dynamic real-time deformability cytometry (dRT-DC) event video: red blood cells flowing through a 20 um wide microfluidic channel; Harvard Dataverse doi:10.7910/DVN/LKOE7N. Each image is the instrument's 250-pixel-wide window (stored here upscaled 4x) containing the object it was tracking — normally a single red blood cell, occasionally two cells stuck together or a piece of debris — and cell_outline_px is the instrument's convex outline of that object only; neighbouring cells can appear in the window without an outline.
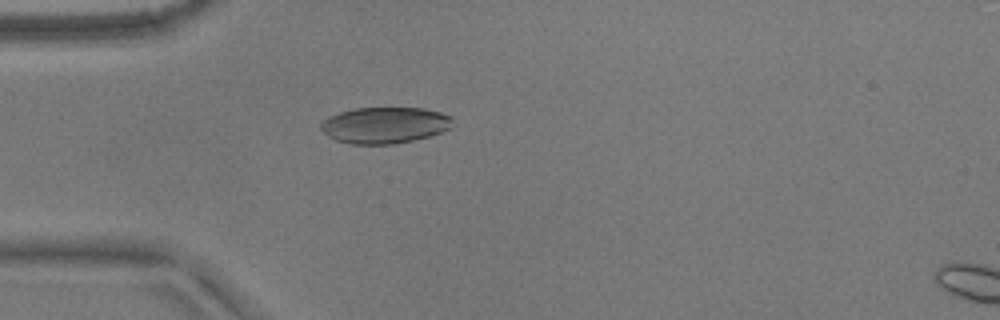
{"species": "common noctule bat (a hibernating species)", "species_latin": "Nyctalus noctula", "temperature_condition": "warm", "stored_images_in_passage": 53, "camera_frame_rate_fps": 3000, "um_per_image_px": 0.085, "animal": {"sex": "male", "body_mass_g": 17.9}, "frame": {"image": 1, "passage_image": 15, "time_ms": 4.667, "image_size_px": [1000, 320], "cell_outline_px": [[452, 128], [428, 136], [412, 140], [392, 144], [352, 144], [336, 140], [328, 136], [320, 128], [320, 124], [328, 116], [340, 112], [356, 108], [424, 108], [440, 112], [452, 116]], "centroid_in_image_um": [32.7, 10.63], "position_along_channel_um": 52.3, "area_um2": 27.8}}
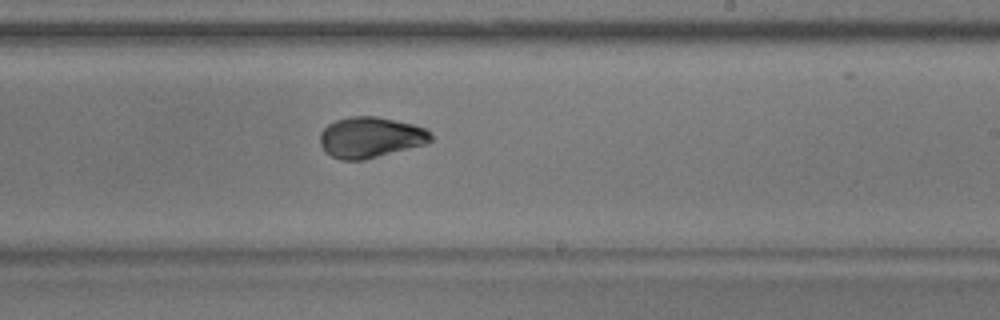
{"frame": {"image": 2, "passage_image": 32, "time_ms": 10.333, "image_size_px": [1000, 320], "cell_outline_px": [[432, 140], [424, 144], [364, 160], [340, 160], [324, 152], [320, 144], [320, 132], [328, 124], [336, 120], [348, 116], [376, 116], [412, 124], [424, 128], [432, 132]], "centroid_in_image_um": [31.45, 11.67], "position_along_channel_um": 257.5, "area_um2": 26.36}}
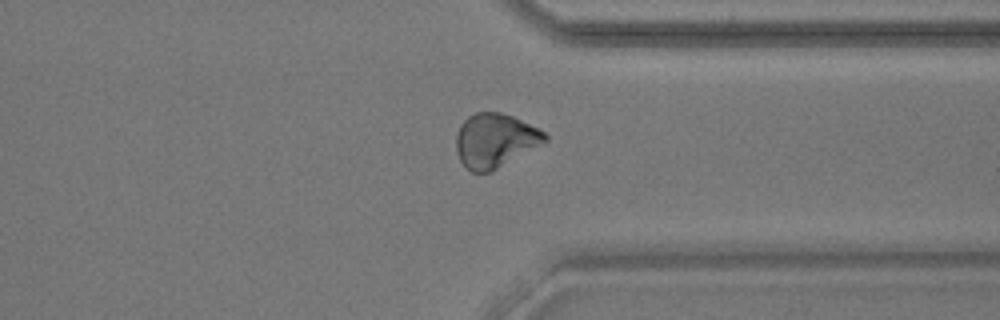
{"frame": {"image": 3, "passage_image": 41, "time_ms": 13.333, "image_size_px": [1000, 320], "cell_outline_px": [[548, 140], [492, 172], [472, 172], [460, 160], [456, 152], [456, 132], [460, 124], [468, 116], [476, 112], [500, 112], [512, 116], [544, 132], [548, 136]], "centroid_in_image_um": [42.04, 11.94], "position_along_channel_um": 369.4, "area_um2": 27.8}, "authors_computed_cell_mechanics": {"area_um2": 27.8018, "velocity_mm_per_s": 3.7589, "shape_relaxation_time_tau1_ms": 5.7888, "shape_relaxation_time_tau2_ms": 2.0302, "deformation_change_tau1": 0.1652, "deformation_change_tau2": 0.0582}}